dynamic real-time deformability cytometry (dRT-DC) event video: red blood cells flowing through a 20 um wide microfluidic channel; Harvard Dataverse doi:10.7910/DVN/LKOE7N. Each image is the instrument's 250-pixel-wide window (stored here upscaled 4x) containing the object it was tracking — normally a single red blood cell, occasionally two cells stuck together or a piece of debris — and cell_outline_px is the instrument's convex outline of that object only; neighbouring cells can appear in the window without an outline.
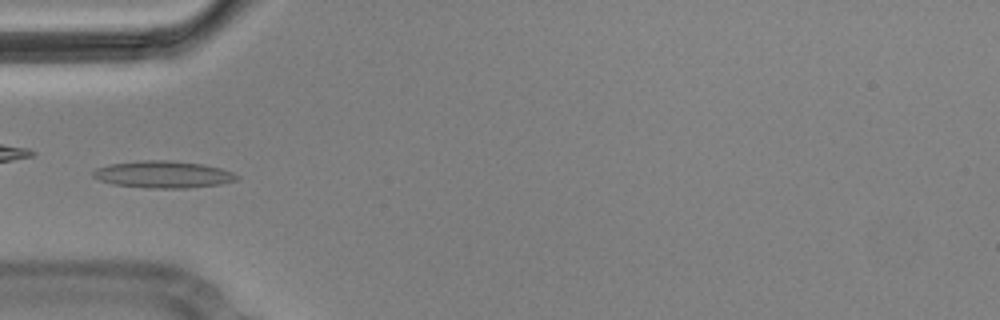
{"species": "Egyptian fruit bat (a non-hibernating species)", "species_latin": "Rousettus aegyptiacus", "temperature_condition": "cold", "stored_images_in_passage": 10, "camera_frame_rate_fps": 3000, "um_per_image_px": 0.085, "animal": {"sex": "male"}, "frame": {"image": 1, "passage_image": 5, "time_ms": 1.333, "image_size_px": [1000, 320], "cell_outline_px": [[240, 176], [236, 180], [220, 184], [188, 188], [148, 188], [112, 184], [100, 180], [92, 176], [92, 172], [96, 168], [112, 164], [140, 160], [172, 160], [204, 164], [220, 168], [232, 172]], "centroid_in_image_um": [13.88, 14.82], "position_along_channel_um": 71.1, "area_um2": 22.66}}